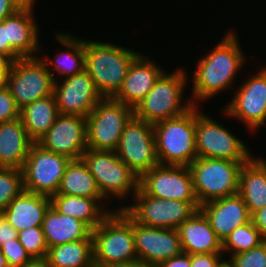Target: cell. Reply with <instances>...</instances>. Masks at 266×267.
<instances>
[{
	"label": "cell",
	"mask_w": 266,
	"mask_h": 267,
	"mask_svg": "<svg viewBox=\"0 0 266 267\" xmlns=\"http://www.w3.org/2000/svg\"><path fill=\"white\" fill-rule=\"evenodd\" d=\"M49 267H94L93 239H83L48 248Z\"/></svg>",
	"instance_id": "cell-30"
},
{
	"label": "cell",
	"mask_w": 266,
	"mask_h": 267,
	"mask_svg": "<svg viewBox=\"0 0 266 267\" xmlns=\"http://www.w3.org/2000/svg\"><path fill=\"white\" fill-rule=\"evenodd\" d=\"M0 53L9 57L13 62L22 58L11 46L7 40L6 18L0 22Z\"/></svg>",
	"instance_id": "cell-39"
},
{
	"label": "cell",
	"mask_w": 266,
	"mask_h": 267,
	"mask_svg": "<svg viewBox=\"0 0 266 267\" xmlns=\"http://www.w3.org/2000/svg\"><path fill=\"white\" fill-rule=\"evenodd\" d=\"M60 114L87 117L103 98L85 70L54 82L53 91Z\"/></svg>",
	"instance_id": "cell-18"
},
{
	"label": "cell",
	"mask_w": 266,
	"mask_h": 267,
	"mask_svg": "<svg viewBox=\"0 0 266 267\" xmlns=\"http://www.w3.org/2000/svg\"><path fill=\"white\" fill-rule=\"evenodd\" d=\"M95 178L101 196L120 200L116 210H122V202L132 199L139 188V177L117 156L115 151L86 149L81 156ZM112 197V198H111ZM127 198V199H126Z\"/></svg>",
	"instance_id": "cell-5"
},
{
	"label": "cell",
	"mask_w": 266,
	"mask_h": 267,
	"mask_svg": "<svg viewBox=\"0 0 266 267\" xmlns=\"http://www.w3.org/2000/svg\"><path fill=\"white\" fill-rule=\"evenodd\" d=\"M199 210L222 242L234 229L251 222V214L239 194L207 202Z\"/></svg>",
	"instance_id": "cell-20"
},
{
	"label": "cell",
	"mask_w": 266,
	"mask_h": 267,
	"mask_svg": "<svg viewBox=\"0 0 266 267\" xmlns=\"http://www.w3.org/2000/svg\"><path fill=\"white\" fill-rule=\"evenodd\" d=\"M54 79L40 56L12 62L7 87L19 109L53 94Z\"/></svg>",
	"instance_id": "cell-11"
},
{
	"label": "cell",
	"mask_w": 266,
	"mask_h": 267,
	"mask_svg": "<svg viewBox=\"0 0 266 267\" xmlns=\"http://www.w3.org/2000/svg\"><path fill=\"white\" fill-rule=\"evenodd\" d=\"M9 70H0V89L7 86V75Z\"/></svg>",
	"instance_id": "cell-47"
},
{
	"label": "cell",
	"mask_w": 266,
	"mask_h": 267,
	"mask_svg": "<svg viewBox=\"0 0 266 267\" xmlns=\"http://www.w3.org/2000/svg\"><path fill=\"white\" fill-rule=\"evenodd\" d=\"M21 8L22 6L16 0H0V22Z\"/></svg>",
	"instance_id": "cell-43"
},
{
	"label": "cell",
	"mask_w": 266,
	"mask_h": 267,
	"mask_svg": "<svg viewBox=\"0 0 266 267\" xmlns=\"http://www.w3.org/2000/svg\"><path fill=\"white\" fill-rule=\"evenodd\" d=\"M141 53L130 65L128 73L123 80L121 88L112 97L118 102L132 107L137 104L153 88L159 77L166 71V68L156 60Z\"/></svg>",
	"instance_id": "cell-19"
},
{
	"label": "cell",
	"mask_w": 266,
	"mask_h": 267,
	"mask_svg": "<svg viewBox=\"0 0 266 267\" xmlns=\"http://www.w3.org/2000/svg\"><path fill=\"white\" fill-rule=\"evenodd\" d=\"M33 143L20 118L0 123V167L21 169Z\"/></svg>",
	"instance_id": "cell-26"
},
{
	"label": "cell",
	"mask_w": 266,
	"mask_h": 267,
	"mask_svg": "<svg viewBox=\"0 0 266 267\" xmlns=\"http://www.w3.org/2000/svg\"><path fill=\"white\" fill-rule=\"evenodd\" d=\"M22 7H34L37 0H16Z\"/></svg>",
	"instance_id": "cell-48"
},
{
	"label": "cell",
	"mask_w": 266,
	"mask_h": 267,
	"mask_svg": "<svg viewBox=\"0 0 266 267\" xmlns=\"http://www.w3.org/2000/svg\"><path fill=\"white\" fill-rule=\"evenodd\" d=\"M250 214L266 207V158L255 155L242 165L239 192Z\"/></svg>",
	"instance_id": "cell-27"
},
{
	"label": "cell",
	"mask_w": 266,
	"mask_h": 267,
	"mask_svg": "<svg viewBox=\"0 0 266 267\" xmlns=\"http://www.w3.org/2000/svg\"><path fill=\"white\" fill-rule=\"evenodd\" d=\"M84 70L103 98L113 97L121 88L131 63L141 54L137 50L109 41L84 40ZM129 48V49H128Z\"/></svg>",
	"instance_id": "cell-2"
},
{
	"label": "cell",
	"mask_w": 266,
	"mask_h": 267,
	"mask_svg": "<svg viewBox=\"0 0 266 267\" xmlns=\"http://www.w3.org/2000/svg\"><path fill=\"white\" fill-rule=\"evenodd\" d=\"M177 230L184 253H223L221 239L200 210L184 221Z\"/></svg>",
	"instance_id": "cell-23"
},
{
	"label": "cell",
	"mask_w": 266,
	"mask_h": 267,
	"mask_svg": "<svg viewBox=\"0 0 266 267\" xmlns=\"http://www.w3.org/2000/svg\"><path fill=\"white\" fill-rule=\"evenodd\" d=\"M94 264L127 263L138 260L133 220L123 211H112L92 230Z\"/></svg>",
	"instance_id": "cell-6"
},
{
	"label": "cell",
	"mask_w": 266,
	"mask_h": 267,
	"mask_svg": "<svg viewBox=\"0 0 266 267\" xmlns=\"http://www.w3.org/2000/svg\"><path fill=\"white\" fill-rule=\"evenodd\" d=\"M95 267H148L139 260H134L127 263H115V264H95Z\"/></svg>",
	"instance_id": "cell-44"
},
{
	"label": "cell",
	"mask_w": 266,
	"mask_h": 267,
	"mask_svg": "<svg viewBox=\"0 0 266 267\" xmlns=\"http://www.w3.org/2000/svg\"><path fill=\"white\" fill-rule=\"evenodd\" d=\"M0 267H9L6 257L3 255L1 249H0Z\"/></svg>",
	"instance_id": "cell-49"
},
{
	"label": "cell",
	"mask_w": 266,
	"mask_h": 267,
	"mask_svg": "<svg viewBox=\"0 0 266 267\" xmlns=\"http://www.w3.org/2000/svg\"><path fill=\"white\" fill-rule=\"evenodd\" d=\"M132 201L130 205L124 203L122 210L134 222L162 229H177L200 208L199 203L156 198L145 194L140 188Z\"/></svg>",
	"instance_id": "cell-9"
},
{
	"label": "cell",
	"mask_w": 266,
	"mask_h": 267,
	"mask_svg": "<svg viewBox=\"0 0 266 267\" xmlns=\"http://www.w3.org/2000/svg\"><path fill=\"white\" fill-rule=\"evenodd\" d=\"M70 159L33 143L22 170L24 191L51 197L57 194Z\"/></svg>",
	"instance_id": "cell-13"
},
{
	"label": "cell",
	"mask_w": 266,
	"mask_h": 267,
	"mask_svg": "<svg viewBox=\"0 0 266 267\" xmlns=\"http://www.w3.org/2000/svg\"><path fill=\"white\" fill-rule=\"evenodd\" d=\"M235 32L234 28L226 31L214 48L201 55L194 64L197 66L191 74L192 79H188L193 82L190 96L193 105L202 106L199 103L211 101L229 88L235 89L237 74L247 61Z\"/></svg>",
	"instance_id": "cell-1"
},
{
	"label": "cell",
	"mask_w": 266,
	"mask_h": 267,
	"mask_svg": "<svg viewBox=\"0 0 266 267\" xmlns=\"http://www.w3.org/2000/svg\"><path fill=\"white\" fill-rule=\"evenodd\" d=\"M18 231L6 220V218L0 215V247L4 243L13 242V239H17Z\"/></svg>",
	"instance_id": "cell-40"
},
{
	"label": "cell",
	"mask_w": 266,
	"mask_h": 267,
	"mask_svg": "<svg viewBox=\"0 0 266 267\" xmlns=\"http://www.w3.org/2000/svg\"><path fill=\"white\" fill-rule=\"evenodd\" d=\"M226 260L227 267H266V240L258 246Z\"/></svg>",
	"instance_id": "cell-35"
},
{
	"label": "cell",
	"mask_w": 266,
	"mask_h": 267,
	"mask_svg": "<svg viewBox=\"0 0 266 267\" xmlns=\"http://www.w3.org/2000/svg\"><path fill=\"white\" fill-rule=\"evenodd\" d=\"M260 231L252 224L248 222L234 229L222 242L223 255L230 253L228 256H233L258 246L262 243Z\"/></svg>",
	"instance_id": "cell-32"
},
{
	"label": "cell",
	"mask_w": 266,
	"mask_h": 267,
	"mask_svg": "<svg viewBox=\"0 0 266 267\" xmlns=\"http://www.w3.org/2000/svg\"><path fill=\"white\" fill-rule=\"evenodd\" d=\"M188 75L183 68L177 67L172 73L166 70L133 109L134 116L154 125L189 111L194 105L191 98L184 97Z\"/></svg>",
	"instance_id": "cell-3"
},
{
	"label": "cell",
	"mask_w": 266,
	"mask_h": 267,
	"mask_svg": "<svg viewBox=\"0 0 266 267\" xmlns=\"http://www.w3.org/2000/svg\"><path fill=\"white\" fill-rule=\"evenodd\" d=\"M191 267H224L226 259L223 253L191 254Z\"/></svg>",
	"instance_id": "cell-38"
},
{
	"label": "cell",
	"mask_w": 266,
	"mask_h": 267,
	"mask_svg": "<svg viewBox=\"0 0 266 267\" xmlns=\"http://www.w3.org/2000/svg\"><path fill=\"white\" fill-rule=\"evenodd\" d=\"M23 267H49L47 258H32Z\"/></svg>",
	"instance_id": "cell-45"
},
{
	"label": "cell",
	"mask_w": 266,
	"mask_h": 267,
	"mask_svg": "<svg viewBox=\"0 0 266 267\" xmlns=\"http://www.w3.org/2000/svg\"><path fill=\"white\" fill-rule=\"evenodd\" d=\"M37 144L70 160L81 159L87 149L86 117L59 114Z\"/></svg>",
	"instance_id": "cell-16"
},
{
	"label": "cell",
	"mask_w": 266,
	"mask_h": 267,
	"mask_svg": "<svg viewBox=\"0 0 266 267\" xmlns=\"http://www.w3.org/2000/svg\"><path fill=\"white\" fill-rule=\"evenodd\" d=\"M139 188L156 198L199 203L188 166L158 164L139 177Z\"/></svg>",
	"instance_id": "cell-15"
},
{
	"label": "cell",
	"mask_w": 266,
	"mask_h": 267,
	"mask_svg": "<svg viewBox=\"0 0 266 267\" xmlns=\"http://www.w3.org/2000/svg\"><path fill=\"white\" fill-rule=\"evenodd\" d=\"M158 267H191L190 254L182 252L178 256L163 261Z\"/></svg>",
	"instance_id": "cell-41"
},
{
	"label": "cell",
	"mask_w": 266,
	"mask_h": 267,
	"mask_svg": "<svg viewBox=\"0 0 266 267\" xmlns=\"http://www.w3.org/2000/svg\"><path fill=\"white\" fill-rule=\"evenodd\" d=\"M196 106V153L197 157L217 158L247 163L254 155L246 143L227 127L202 112Z\"/></svg>",
	"instance_id": "cell-8"
},
{
	"label": "cell",
	"mask_w": 266,
	"mask_h": 267,
	"mask_svg": "<svg viewBox=\"0 0 266 267\" xmlns=\"http://www.w3.org/2000/svg\"><path fill=\"white\" fill-rule=\"evenodd\" d=\"M64 32L61 33V31H59L53 35L56 41L59 42L62 47L66 48L65 50L62 49L61 52L59 51L57 54L53 55L54 57L52 60H50L47 54L39 55L46 63L48 71L51 73L54 81L60 80L59 77L65 79L80 73L84 70L85 66L84 39H80L78 36L68 33L67 31Z\"/></svg>",
	"instance_id": "cell-22"
},
{
	"label": "cell",
	"mask_w": 266,
	"mask_h": 267,
	"mask_svg": "<svg viewBox=\"0 0 266 267\" xmlns=\"http://www.w3.org/2000/svg\"><path fill=\"white\" fill-rule=\"evenodd\" d=\"M57 194L103 198L95 178L82 159L70 160L67 164Z\"/></svg>",
	"instance_id": "cell-31"
},
{
	"label": "cell",
	"mask_w": 266,
	"mask_h": 267,
	"mask_svg": "<svg viewBox=\"0 0 266 267\" xmlns=\"http://www.w3.org/2000/svg\"><path fill=\"white\" fill-rule=\"evenodd\" d=\"M17 239L31 258H45L48 246L42 226L26 228L18 232Z\"/></svg>",
	"instance_id": "cell-34"
},
{
	"label": "cell",
	"mask_w": 266,
	"mask_h": 267,
	"mask_svg": "<svg viewBox=\"0 0 266 267\" xmlns=\"http://www.w3.org/2000/svg\"><path fill=\"white\" fill-rule=\"evenodd\" d=\"M42 229L48 248L83 239H92V229L81 220L58 213L52 206L47 210Z\"/></svg>",
	"instance_id": "cell-28"
},
{
	"label": "cell",
	"mask_w": 266,
	"mask_h": 267,
	"mask_svg": "<svg viewBox=\"0 0 266 267\" xmlns=\"http://www.w3.org/2000/svg\"><path fill=\"white\" fill-rule=\"evenodd\" d=\"M133 234L138 260L148 267H158L183 252L177 229L149 227L133 221Z\"/></svg>",
	"instance_id": "cell-17"
},
{
	"label": "cell",
	"mask_w": 266,
	"mask_h": 267,
	"mask_svg": "<svg viewBox=\"0 0 266 267\" xmlns=\"http://www.w3.org/2000/svg\"><path fill=\"white\" fill-rule=\"evenodd\" d=\"M24 191L22 170L16 168H0V212Z\"/></svg>",
	"instance_id": "cell-33"
},
{
	"label": "cell",
	"mask_w": 266,
	"mask_h": 267,
	"mask_svg": "<svg viewBox=\"0 0 266 267\" xmlns=\"http://www.w3.org/2000/svg\"><path fill=\"white\" fill-rule=\"evenodd\" d=\"M134 116L132 107L102 98L86 117L87 148L115 151L126 124Z\"/></svg>",
	"instance_id": "cell-10"
},
{
	"label": "cell",
	"mask_w": 266,
	"mask_h": 267,
	"mask_svg": "<svg viewBox=\"0 0 266 267\" xmlns=\"http://www.w3.org/2000/svg\"><path fill=\"white\" fill-rule=\"evenodd\" d=\"M241 162L197 157L188 167L200 206L239 192Z\"/></svg>",
	"instance_id": "cell-7"
},
{
	"label": "cell",
	"mask_w": 266,
	"mask_h": 267,
	"mask_svg": "<svg viewBox=\"0 0 266 267\" xmlns=\"http://www.w3.org/2000/svg\"><path fill=\"white\" fill-rule=\"evenodd\" d=\"M50 207L49 196L23 191L1 214L19 232L26 228L42 226Z\"/></svg>",
	"instance_id": "cell-24"
},
{
	"label": "cell",
	"mask_w": 266,
	"mask_h": 267,
	"mask_svg": "<svg viewBox=\"0 0 266 267\" xmlns=\"http://www.w3.org/2000/svg\"><path fill=\"white\" fill-rule=\"evenodd\" d=\"M159 164L189 166L196 158V105L183 115L153 125Z\"/></svg>",
	"instance_id": "cell-4"
},
{
	"label": "cell",
	"mask_w": 266,
	"mask_h": 267,
	"mask_svg": "<svg viewBox=\"0 0 266 267\" xmlns=\"http://www.w3.org/2000/svg\"><path fill=\"white\" fill-rule=\"evenodd\" d=\"M51 206L60 214L77 218L94 230L112 211L104 198H89L65 194L50 197ZM107 206V207H106ZM114 208V209H113Z\"/></svg>",
	"instance_id": "cell-25"
},
{
	"label": "cell",
	"mask_w": 266,
	"mask_h": 267,
	"mask_svg": "<svg viewBox=\"0 0 266 267\" xmlns=\"http://www.w3.org/2000/svg\"><path fill=\"white\" fill-rule=\"evenodd\" d=\"M0 249L6 257L9 267H23L32 259L18 239H13V242L4 243Z\"/></svg>",
	"instance_id": "cell-36"
},
{
	"label": "cell",
	"mask_w": 266,
	"mask_h": 267,
	"mask_svg": "<svg viewBox=\"0 0 266 267\" xmlns=\"http://www.w3.org/2000/svg\"><path fill=\"white\" fill-rule=\"evenodd\" d=\"M20 118V109L16 105L10 89H0V123Z\"/></svg>",
	"instance_id": "cell-37"
},
{
	"label": "cell",
	"mask_w": 266,
	"mask_h": 267,
	"mask_svg": "<svg viewBox=\"0 0 266 267\" xmlns=\"http://www.w3.org/2000/svg\"><path fill=\"white\" fill-rule=\"evenodd\" d=\"M34 14V7H22L6 18L7 40L22 58L37 57L42 49L38 36L40 26Z\"/></svg>",
	"instance_id": "cell-21"
},
{
	"label": "cell",
	"mask_w": 266,
	"mask_h": 267,
	"mask_svg": "<svg viewBox=\"0 0 266 267\" xmlns=\"http://www.w3.org/2000/svg\"><path fill=\"white\" fill-rule=\"evenodd\" d=\"M138 177L158 165L154 127L133 116L126 124L115 150Z\"/></svg>",
	"instance_id": "cell-14"
},
{
	"label": "cell",
	"mask_w": 266,
	"mask_h": 267,
	"mask_svg": "<svg viewBox=\"0 0 266 267\" xmlns=\"http://www.w3.org/2000/svg\"><path fill=\"white\" fill-rule=\"evenodd\" d=\"M59 114L54 94L38 99L20 109L22 124L34 143H37L48 131Z\"/></svg>",
	"instance_id": "cell-29"
},
{
	"label": "cell",
	"mask_w": 266,
	"mask_h": 267,
	"mask_svg": "<svg viewBox=\"0 0 266 267\" xmlns=\"http://www.w3.org/2000/svg\"><path fill=\"white\" fill-rule=\"evenodd\" d=\"M12 62L9 57L0 53V70H10Z\"/></svg>",
	"instance_id": "cell-46"
},
{
	"label": "cell",
	"mask_w": 266,
	"mask_h": 267,
	"mask_svg": "<svg viewBox=\"0 0 266 267\" xmlns=\"http://www.w3.org/2000/svg\"><path fill=\"white\" fill-rule=\"evenodd\" d=\"M260 68L235 87L232 100L222 109L226 118L240 119L251 132L266 124V67Z\"/></svg>",
	"instance_id": "cell-12"
},
{
	"label": "cell",
	"mask_w": 266,
	"mask_h": 267,
	"mask_svg": "<svg viewBox=\"0 0 266 267\" xmlns=\"http://www.w3.org/2000/svg\"><path fill=\"white\" fill-rule=\"evenodd\" d=\"M251 222L260 231L262 238L266 240V207L253 212Z\"/></svg>",
	"instance_id": "cell-42"
}]
</instances>
